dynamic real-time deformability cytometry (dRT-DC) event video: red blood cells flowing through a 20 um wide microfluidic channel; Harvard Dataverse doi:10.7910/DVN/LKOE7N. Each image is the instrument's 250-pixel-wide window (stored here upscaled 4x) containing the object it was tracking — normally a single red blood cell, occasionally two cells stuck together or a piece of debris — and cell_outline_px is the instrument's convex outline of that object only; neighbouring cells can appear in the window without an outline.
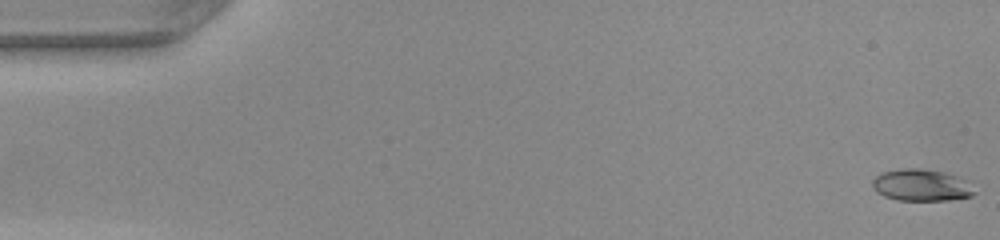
{"species": "common noctule bat (a hibernating species)", "species_latin": "Nyctalus noctula", "temperature_condition": "warm", "stored_images_in_passage": 45, "camera_frame_rate_fps": 3000, "um_per_image_px": 0.085, "animal": {"sex": "female", "body_mass_g": 22.0, "forearm_length_mm": 56.7}, "frame": {"image": 1, "passage_image": 1, "time_ms": 0.0, "image_size_px": [1000, 240], "cell_outline_px": [[976, 192], [972, 196], [948, 200], [900, 200], [884, 196], [876, 192], [872, 188], [872, 180], [876, 176], [884, 172], [900, 168], [916, 168], [940, 172], [968, 180]], "centroid_in_image_um": [78.3, 15.75], "position_along_channel_um": 6.7, "area_um2": 18.79}}
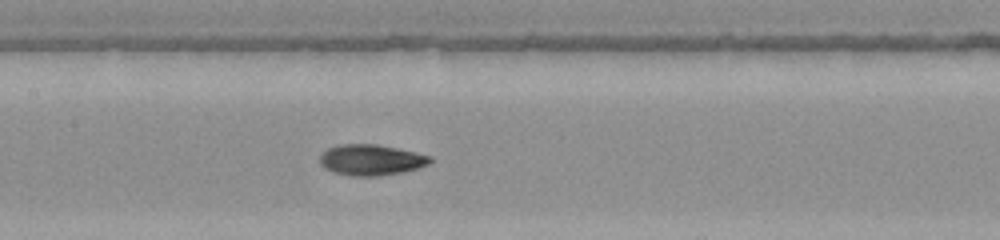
{"frame": {"image": 2, "passage_image": 24, "time_ms": 7.667, "image_size_px": [1000, 240], "cell_outline_px": [[432, 160], [428, 164], [420, 168], [380, 176], [352, 176], [332, 172], [324, 168], [320, 164], [320, 152], [328, 148], [340, 144], [376, 144], [416, 152], [432, 156]], "centroid_in_image_um": [31.52, 13.59], "position_along_channel_um": 175.9, "area_um2": 20.0}}
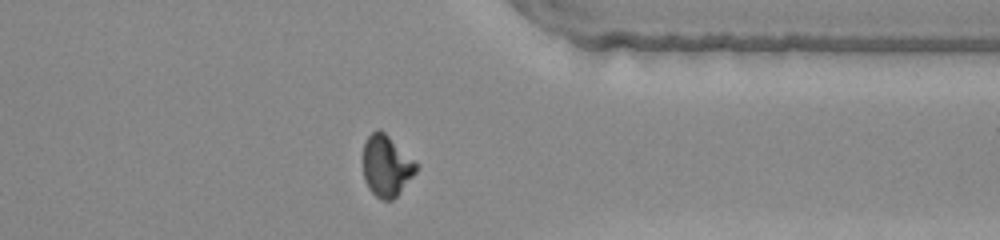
{"frame": {"image": 3, "passage_image": 39, "time_ms": 12.667, "image_size_px": [1000, 240], "cell_outline_px": [[420, 168], [400, 192], [392, 200], [380, 200], [368, 188], [364, 180], [364, 144], [368, 136], [376, 128], [380, 128], [420, 164]], "centroid_in_image_um": [32.88, 14.09], "position_along_channel_um": 378.5, "area_um2": 19.25}}